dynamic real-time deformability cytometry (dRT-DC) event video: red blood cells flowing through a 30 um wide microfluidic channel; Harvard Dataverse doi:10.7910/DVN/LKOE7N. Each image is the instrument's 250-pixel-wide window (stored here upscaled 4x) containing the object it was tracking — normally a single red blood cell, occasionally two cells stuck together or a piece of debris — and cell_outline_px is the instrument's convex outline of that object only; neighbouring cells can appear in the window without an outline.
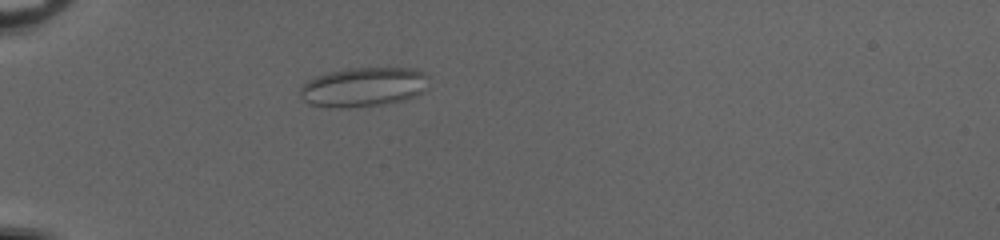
{"species": "common noctule bat (a hibernating species)", "species_latin": "Nyctalus noctula", "temperature_condition": "cold", "stored_images_in_passage": 51, "camera_frame_rate_fps": 3000, "um_per_image_px": 0.085, "animal": {"sex": "female", "body_mass_g": 20.0, "forearm_length_mm": 54.0}, "frame": {"image": 1, "passage_image": 16, "time_ms": 5.0, "image_size_px": [1000, 240], "cell_outline_px": [[428, 76], [424, 88], [416, 96], [404, 100], [388, 104], [348, 108], [328, 108], [312, 104], [304, 100], [300, 96], [300, 88], [308, 80], [316, 76], [328, 72], [352, 68], [412, 68], [424, 72]], "centroid_in_image_um": [30.88, 7.41], "position_along_channel_um": 54.1, "area_um2": 29.59}}
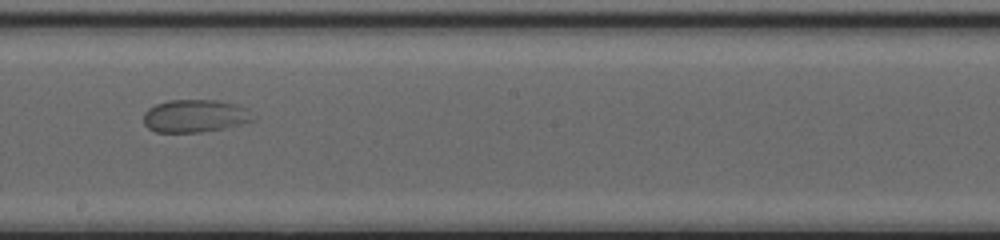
{"frame": {"image": 2, "passage_image": 31, "time_ms": 10.0, "image_size_px": [1000, 240], "cell_outline_px": [[256, 120], [224, 128], [200, 132], [156, 132], [148, 128], [144, 124], [144, 112], [148, 108], [156, 104], [168, 100], [216, 100], [236, 104], [248, 108], [256, 116]], "centroid_in_image_um": [16.61, 9.85], "position_along_channel_um": 231.6, "area_um2": 21.1}}
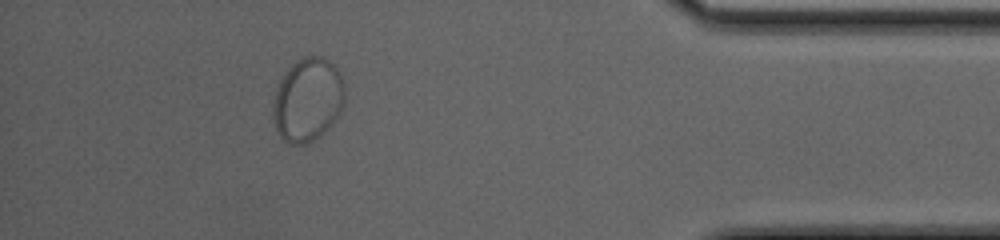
{"frame": {"image": 3, "passage_image": 47, "time_ms": 15.333, "image_size_px": [1000, 240], "cell_outline_px": [[344, 108], [332, 124], [320, 136], [304, 144], [288, 144], [276, 132], [272, 116], [272, 108], [276, 88], [284, 72], [296, 60], [304, 56], [320, 56], [328, 60], [340, 72], [344, 80]], "centroid_in_image_um": [26.15, 8.48], "position_along_channel_um": 409.0, "area_um2": 35.43}}